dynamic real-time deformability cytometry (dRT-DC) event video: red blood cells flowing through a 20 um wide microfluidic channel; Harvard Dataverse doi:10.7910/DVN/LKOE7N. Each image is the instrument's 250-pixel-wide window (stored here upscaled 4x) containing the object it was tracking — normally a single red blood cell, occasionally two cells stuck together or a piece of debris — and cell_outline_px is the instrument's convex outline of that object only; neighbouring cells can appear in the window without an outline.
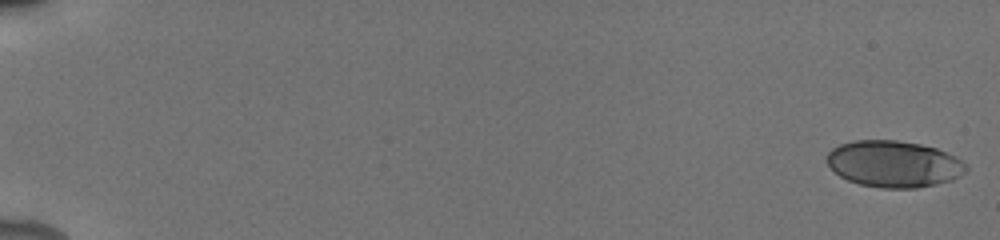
{"species": "human", "species_latin": "Homo sapiens", "temperature_condition": "cold", "stored_images_in_passage": 13, "camera_frame_rate_fps": 3000, "um_per_image_px": 0.085, "donor": {"sex": "male"}, "frame": {"image": 1, "passage_image": 1, "time_ms": 0.0, "image_size_px": [1000, 240], "cell_outline_px": [[968, 168], [964, 172], [952, 180], [936, 184], [916, 188], [880, 188], [860, 184], [848, 180], [840, 176], [828, 164], [828, 152], [832, 148], [840, 144], [852, 140], [896, 140], [920, 144], [936, 148], [960, 160]], "centroid_in_image_um": [75.95, 13.93], "position_along_channel_um": 9.1, "area_um2": 37.4}}
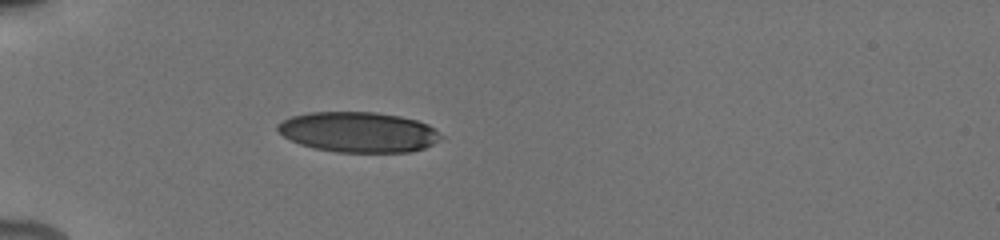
{"frame": {"image": 2, "passage_image": 13, "time_ms": 5.667, "image_size_px": [1000, 240], "cell_outline_px": [[444, 136], [432, 144], [424, 148], [412, 152], [336, 152], [316, 148], [300, 144], [284, 136], [276, 128], [276, 124], [292, 116], [308, 112], [376, 112], [400, 116], [416, 120], [428, 124]], "centroid_in_image_um": [30.48, 11.22], "position_along_channel_um": 54.5, "area_um2": 38.32}}